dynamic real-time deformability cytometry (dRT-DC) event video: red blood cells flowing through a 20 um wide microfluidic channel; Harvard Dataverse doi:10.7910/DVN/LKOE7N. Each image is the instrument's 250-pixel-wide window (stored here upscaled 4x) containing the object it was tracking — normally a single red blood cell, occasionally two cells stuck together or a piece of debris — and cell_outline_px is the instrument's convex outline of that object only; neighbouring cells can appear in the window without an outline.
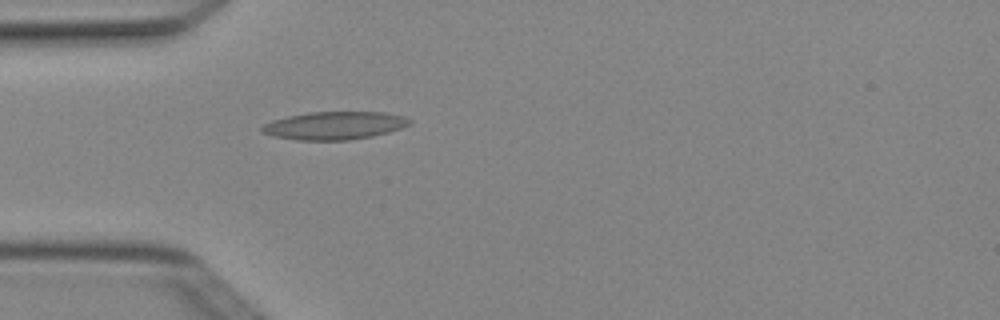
{"species": "Egyptian fruit bat (a non-hibernating species)", "species_latin": "Rousettus aegyptiacus", "temperature_condition": "cold", "stored_images_in_passage": 2, "camera_frame_rate_fps": 3000, "um_per_image_px": 0.085, "animal": {"sex": "female"}, "frame": {"image": 1, "passage_image": 2, "time_ms": 0.333, "image_size_px": [1000, 320], "cell_outline_px": [[412, 120], [408, 124], [400, 128], [388, 132], [372, 136], [348, 140], [296, 140], [272, 136], [264, 132], [260, 128], [264, 124], [272, 120], [288, 116], [308, 112], [384, 112], [404, 116]], "centroid_in_image_um": [28.41, 10.67], "position_along_channel_um": 56.6, "area_um2": 23.93}}